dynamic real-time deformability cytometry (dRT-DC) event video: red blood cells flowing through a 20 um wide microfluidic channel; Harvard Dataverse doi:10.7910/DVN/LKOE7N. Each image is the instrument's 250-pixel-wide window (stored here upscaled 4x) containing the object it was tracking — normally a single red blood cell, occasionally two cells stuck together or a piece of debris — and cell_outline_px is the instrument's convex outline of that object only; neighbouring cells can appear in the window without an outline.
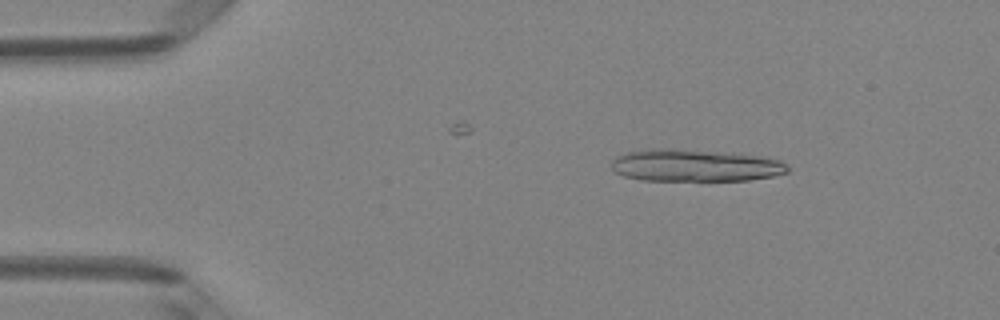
{"species": "Egyptian fruit bat (a non-hibernating species)", "species_latin": "Rousettus aegyptiacus", "temperature_condition": "room temperature", "stored_images_in_passage": 3, "camera_frame_rate_fps": 3000, "um_per_image_px": 0.085, "animal": {"sex": "female"}, "frame": {"image": 1, "passage_image": 1, "time_ms": 0.0, "image_size_px": [1000, 320], "cell_outline_px": [[792, 168], [788, 172], [772, 176], [748, 180], [640, 180], [624, 176], [616, 172], [612, 168], [612, 160], [616, 156], [628, 152], [652, 148], [676, 148], [724, 152], [756, 156], [780, 160]], "centroid_in_image_um": [59.07, 14.05], "position_along_channel_um": 25.9, "area_um2": 33.06}}